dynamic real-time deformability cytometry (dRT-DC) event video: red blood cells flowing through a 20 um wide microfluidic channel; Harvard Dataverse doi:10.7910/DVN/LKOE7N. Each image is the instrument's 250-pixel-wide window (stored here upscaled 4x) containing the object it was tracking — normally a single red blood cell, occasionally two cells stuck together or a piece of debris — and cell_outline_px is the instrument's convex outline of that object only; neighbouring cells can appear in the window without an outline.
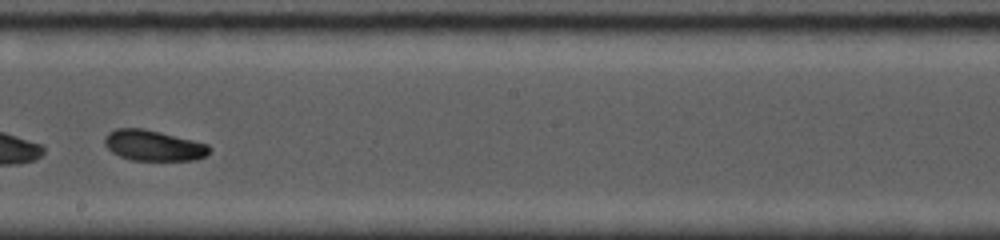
{"species": "common noctule bat (a hibernating species)", "species_latin": "Nyctalus noctula", "temperature_condition": "cold", "stored_images_in_passage": 16, "camera_frame_rate_fps": 5000, "um_per_image_px": 0.085, "animal": {"sex": "female", "body_mass_g": 19.0, "forearm_length_mm": 53.3}, "frame": {"image": 1, "passage_image": 12, "time_ms": 4.6, "image_size_px": [1000, 240], "cell_outline_px": [[212, 148], [204, 156], [196, 160], [132, 160], [120, 156], [112, 152], [104, 144], [104, 136], [108, 132], [116, 128], [144, 128], [208, 144]], "centroid_in_image_um": [13.01, 12.36], "position_along_channel_um": 235.2, "area_um2": 18.67}}
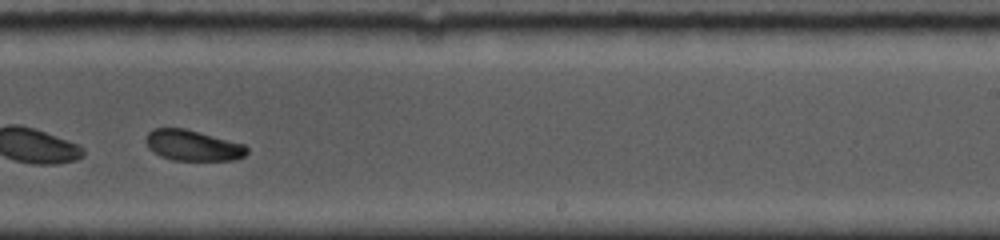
{"frame": {"image": 2, "passage_image": 14, "time_ms": 5.6, "image_size_px": [1000, 240], "cell_outline_px": [[248, 152], [244, 156], [236, 160], [172, 160], [160, 156], [152, 152], [148, 148], [144, 140], [148, 132], [152, 128], [184, 128], [200, 132], [244, 144], [248, 148]], "centroid_in_image_um": [16.35, 12.36], "position_along_channel_um": 272.6, "area_um2": 18.26}}